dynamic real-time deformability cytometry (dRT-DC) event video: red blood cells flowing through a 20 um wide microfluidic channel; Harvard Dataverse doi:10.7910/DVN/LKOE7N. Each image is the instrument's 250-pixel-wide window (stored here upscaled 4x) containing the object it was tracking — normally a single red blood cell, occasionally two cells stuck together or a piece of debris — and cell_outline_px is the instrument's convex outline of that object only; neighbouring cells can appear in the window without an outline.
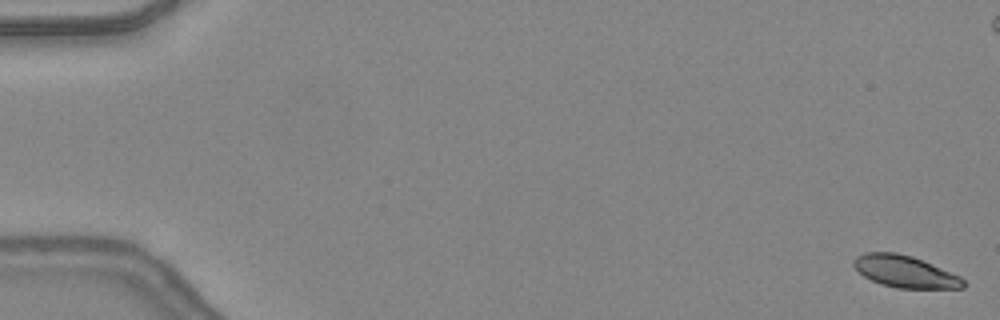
{"species": "common noctule bat (a hibernating species)", "species_latin": "Nyctalus noctula", "temperature_condition": "warm", "stored_images_in_passage": 36, "camera_frame_rate_fps": 3000, "um_per_image_px": 0.085, "animal": {"sex": "female", "body_mass_g": 24.6, "forearm_length_mm": 56.2}, "frame": {"image": 1, "passage_image": 1, "time_ms": 0.0, "image_size_px": [1000, 320], "cell_outline_px": [[964, 288], [896, 288], [880, 284], [864, 276], [852, 264], [852, 260], [856, 256], [864, 252], [896, 252], [912, 256], [960, 276], [964, 280]], "centroid_in_image_um": [76.89, 23.07], "position_along_channel_um": 8.1, "area_um2": 20.29}}
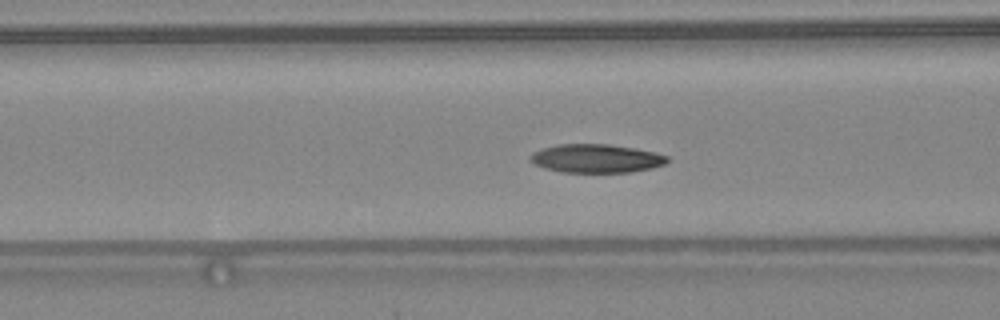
{"frame": {"image": 2, "passage_image": 20, "time_ms": 6.333, "image_size_px": [1000, 320], "cell_outline_px": [[668, 160], [664, 164], [652, 168], [632, 172], [560, 172], [544, 168], [528, 160], [528, 156], [532, 152], [544, 148], [560, 144], [608, 144], [632, 148], [652, 152], [668, 156]], "centroid_in_image_um": [50.63, 13.47], "position_along_channel_um": 116.0, "area_um2": 22.66}}
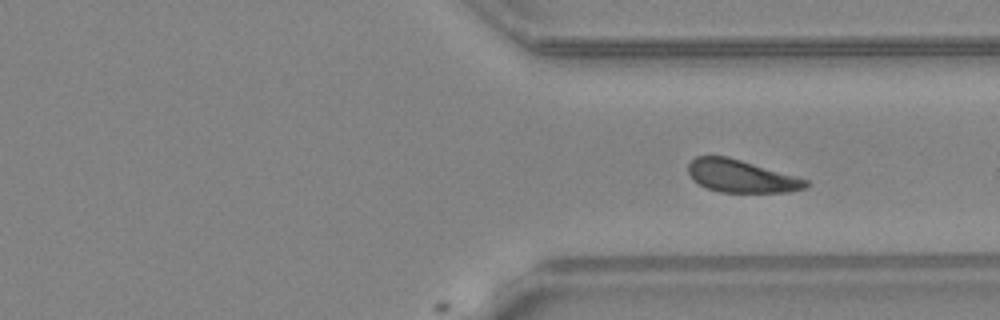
{"frame": {"image": 3, "passage_image": 36, "time_ms": 11.667, "image_size_px": [1000, 320], "cell_outline_px": [[808, 184], [804, 188], [788, 192], [720, 192], [708, 188], [692, 180], [688, 172], [688, 164], [696, 156], [728, 156], [796, 176], [808, 180]], "centroid_in_image_um": [62.98, 14.97], "position_along_channel_um": 348.4, "area_um2": 22.2}}